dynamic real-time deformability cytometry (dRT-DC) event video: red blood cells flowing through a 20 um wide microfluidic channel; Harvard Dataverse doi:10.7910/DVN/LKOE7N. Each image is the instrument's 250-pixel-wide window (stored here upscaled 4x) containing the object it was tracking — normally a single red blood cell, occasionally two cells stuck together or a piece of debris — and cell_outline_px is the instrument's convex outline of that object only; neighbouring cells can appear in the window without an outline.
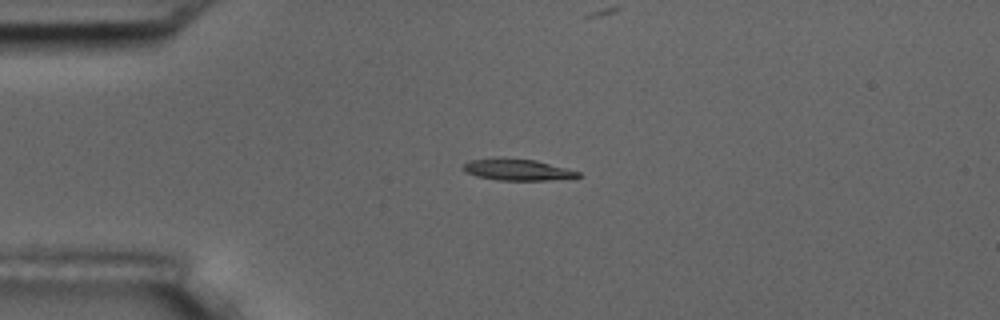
{"species": "common noctule bat (a hibernating species)", "species_latin": "Nyctalus noctula", "temperature_condition": "room temperature", "stored_images_in_passage": 3, "camera_frame_rate_fps": 3000, "um_per_image_px": 0.085, "animal": {"sex": "male", "body_mass_g": 17.5, "forearm_length_mm": 52.3}, "frame": {"image": 1, "passage_image": 1, "time_ms": 0.0, "image_size_px": [1000, 320], "cell_outline_px": [[580, 176], [576, 180], [496, 180], [476, 176], [464, 172], [460, 168], [468, 160], [496, 156], [504, 156], [536, 160], [580, 172]], "centroid_in_image_um": [43.96, 14.41], "position_along_channel_um": 41.0, "area_um2": 15.14}}